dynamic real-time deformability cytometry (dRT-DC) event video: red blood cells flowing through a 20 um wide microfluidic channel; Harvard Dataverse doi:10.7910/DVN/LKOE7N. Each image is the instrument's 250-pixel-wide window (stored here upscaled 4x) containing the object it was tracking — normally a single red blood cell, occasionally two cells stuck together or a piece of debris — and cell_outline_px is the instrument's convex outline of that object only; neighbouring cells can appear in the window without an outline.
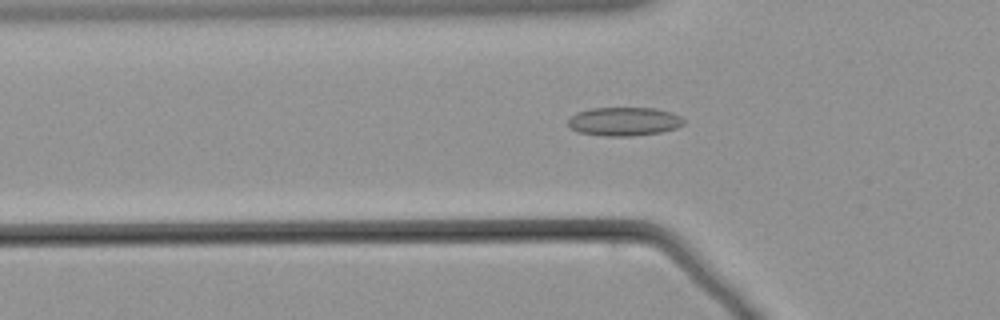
{"species": "common noctule bat (a hibernating species)", "species_latin": "Nyctalus noctula", "temperature_condition": "warm", "stored_images_in_passage": 45, "camera_frame_rate_fps": 3000, "um_per_image_px": 0.085, "animal": {"sex": "male", "body_mass_g": 21.5, "forearm_length_mm": 52.0}, "frame": {"image": 1, "passage_image": 5, "time_ms": 1.333, "image_size_px": [1000, 320], "cell_outline_px": [[684, 124], [676, 128], [660, 132], [628, 136], [604, 136], [580, 132], [572, 128], [568, 124], [568, 120], [576, 112], [592, 108], [656, 108], [672, 112], [680, 116], [684, 120]], "centroid_in_image_um": [53.07, 10.31], "position_along_channel_um": 72.7, "area_um2": 19.19}}
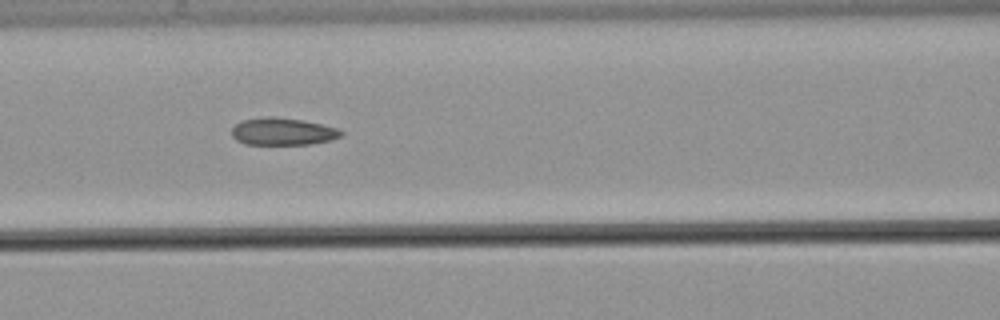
{"frame": {"image": 2, "passage_image": 11, "time_ms": 3.333, "image_size_px": [1000, 320], "cell_outline_px": [[344, 136], [332, 140], [308, 144], [244, 144], [236, 140], [232, 136], [232, 128], [240, 120], [268, 116], [276, 116], [304, 120], [336, 128], [344, 132]], "centroid_in_image_um": [24.03, 11.17], "position_along_channel_um": 142.6, "area_um2": 17.57}}
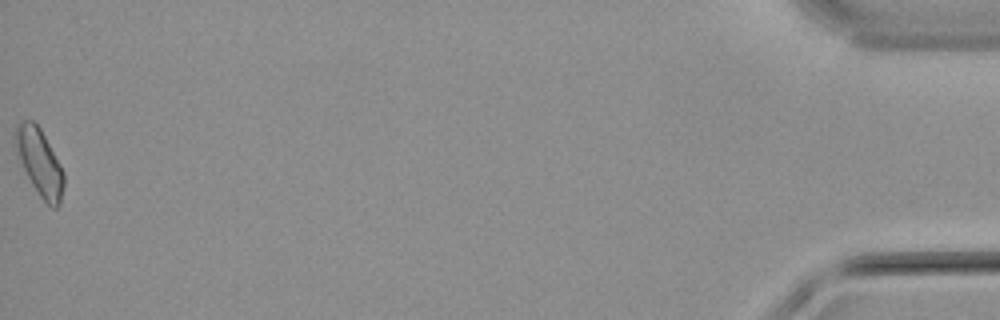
{"frame": {"image": 3, "passage_image": 45, "time_ms": 14.667, "image_size_px": [1000, 320], "cell_outline_px": [[64, 184], [60, 204], [56, 208], [52, 208], [40, 196], [32, 184], [12, 144], [12, 132], [16, 124], [20, 120], [32, 120], [40, 128], [60, 164], [64, 172]], "centroid_in_image_um": [3.32, 13.73], "position_along_channel_um": 431.9, "area_um2": 19.02}}